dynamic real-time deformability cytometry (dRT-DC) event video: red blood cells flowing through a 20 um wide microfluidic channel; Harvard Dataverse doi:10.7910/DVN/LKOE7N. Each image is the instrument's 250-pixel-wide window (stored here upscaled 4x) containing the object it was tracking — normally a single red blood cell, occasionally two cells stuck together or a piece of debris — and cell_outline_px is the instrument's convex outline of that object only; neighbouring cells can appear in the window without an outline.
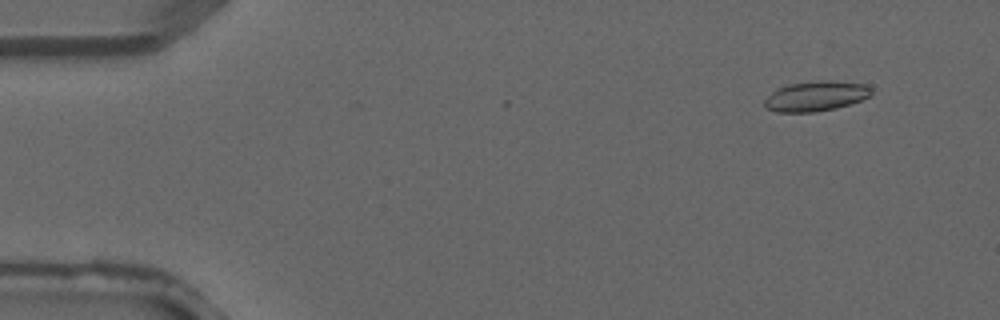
{"species": "common noctule bat (a hibernating species)", "species_latin": "Nyctalus noctula", "temperature_condition": "warm", "stored_images_in_passage": 3, "camera_frame_rate_fps": 3000, "um_per_image_px": 0.085, "animal": {"sex": "male", "forearm_length_mm": 52.5}, "frame": {"image": 1, "passage_image": 1, "time_ms": 0.0, "image_size_px": [1000, 320], "cell_outline_px": [[872, 92], [868, 96], [860, 100], [836, 108], [816, 112], [776, 112], [764, 108], [764, 100], [776, 88], [788, 84], [820, 80], [828, 80], [864, 84], [872, 88]], "centroid_in_image_um": [69.3, 8.17], "position_along_channel_um": 15.7, "area_um2": 18.73}}
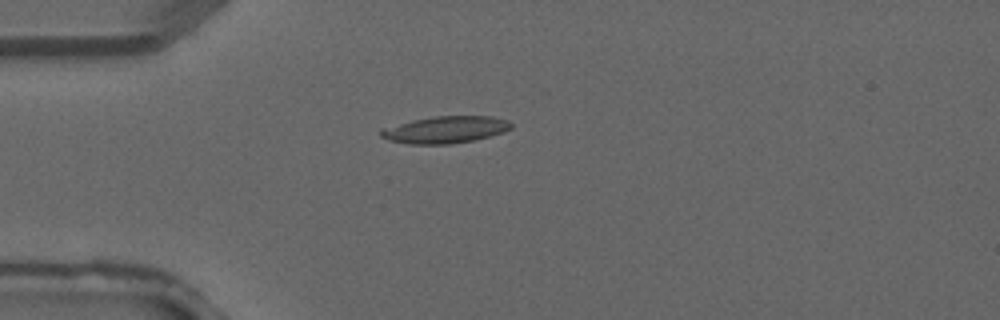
{"frame": {"image": 2, "passage_image": 3, "time_ms": 0.667, "image_size_px": [1000, 320], "cell_outline_px": [[512, 128], [504, 132], [472, 140], [448, 144], [408, 144], [388, 140], [380, 136], [380, 128], [412, 120], [432, 116], [492, 116], [508, 120], [512, 124]], "centroid_in_image_um": [37.82, 11.01], "position_along_channel_um": 47.2, "area_um2": 20.52}}